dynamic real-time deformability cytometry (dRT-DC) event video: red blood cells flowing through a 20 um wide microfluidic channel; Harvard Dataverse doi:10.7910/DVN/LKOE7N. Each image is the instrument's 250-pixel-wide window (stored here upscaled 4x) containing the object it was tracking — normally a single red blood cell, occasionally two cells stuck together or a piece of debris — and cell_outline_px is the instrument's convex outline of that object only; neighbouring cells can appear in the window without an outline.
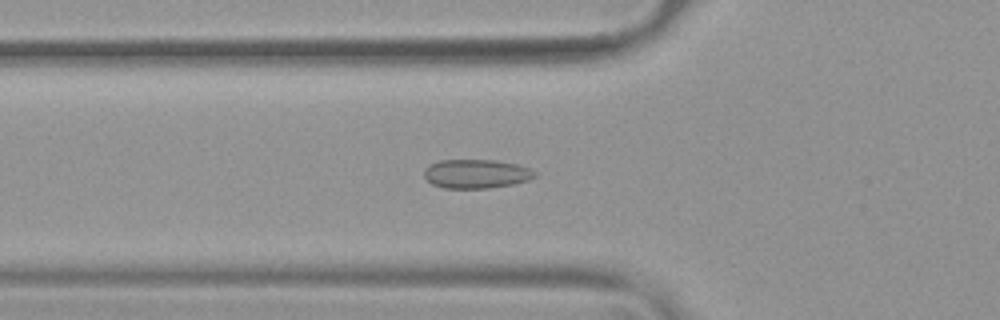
{"species": "common noctule bat (a hibernating species)", "species_latin": "Nyctalus noctula", "temperature_condition": "warm", "stored_images_in_passage": 45, "camera_frame_rate_fps": 3000, "um_per_image_px": 0.085, "animal": {"sex": "female", "body_mass_g": 19.9}, "frame": {"image": 1, "passage_image": 10, "time_ms": 3.0, "image_size_px": [1000, 320], "cell_outline_px": [[536, 176], [528, 180], [512, 184], [488, 188], [444, 188], [432, 184], [424, 176], [424, 168], [428, 164], [440, 160], [496, 160], [516, 164], [532, 168], [536, 172]], "centroid_in_image_um": [40.47, 14.76], "position_along_channel_um": 85.3, "area_um2": 18.79}}
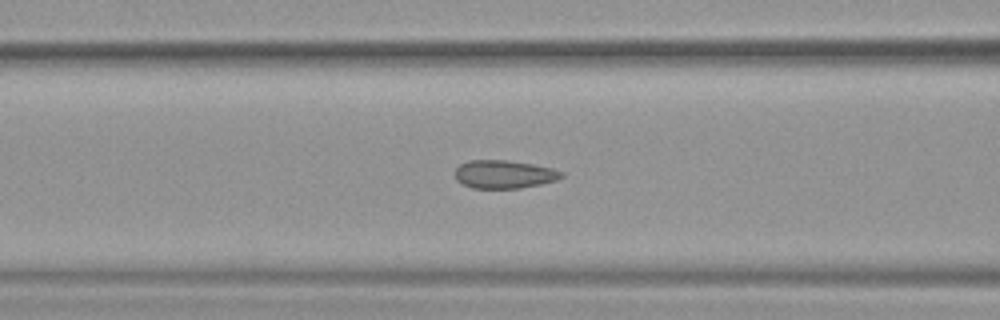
{"frame": {"image": 2, "passage_image": 13, "time_ms": 4.0, "image_size_px": [1000, 320], "cell_outline_px": [[564, 176], [556, 180], [540, 184], [520, 188], [472, 188], [456, 180], [452, 172], [460, 164], [468, 160], [508, 160], [532, 164], [552, 168], [564, 172]], "centroid_in_image_um": [42.82, 14.81], "position_along_channel_um": 123.8, "area_um2": 17.63}}
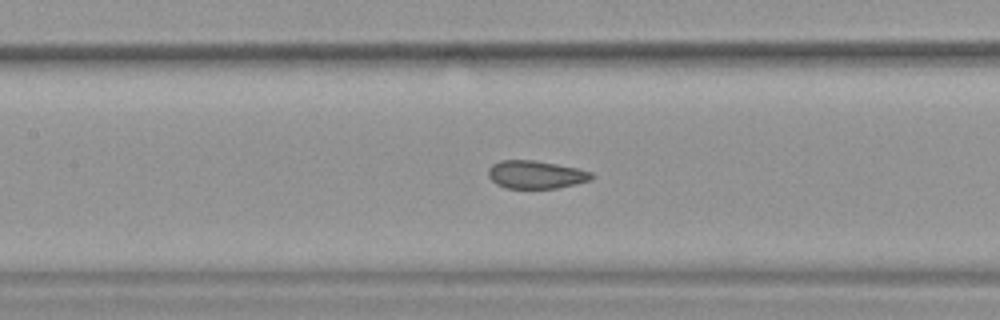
{"frame": {"image": 3, "passage_image": 16, "time_ms": 5.0, "image_size_px": [1000, 320], "cell_outline_px": [[596, 176], [592, 180], [576, 184], [556, 188], [508, 188], [496, 184], [488, 176], [488, 168], [492, 164], [500, 160], [536, 160], [576, 168], [592, 172]], "centroid_in_image_um": [45.56, 14.84], "position_along_channel_um": 161.8, "area_um2": 16.94}}